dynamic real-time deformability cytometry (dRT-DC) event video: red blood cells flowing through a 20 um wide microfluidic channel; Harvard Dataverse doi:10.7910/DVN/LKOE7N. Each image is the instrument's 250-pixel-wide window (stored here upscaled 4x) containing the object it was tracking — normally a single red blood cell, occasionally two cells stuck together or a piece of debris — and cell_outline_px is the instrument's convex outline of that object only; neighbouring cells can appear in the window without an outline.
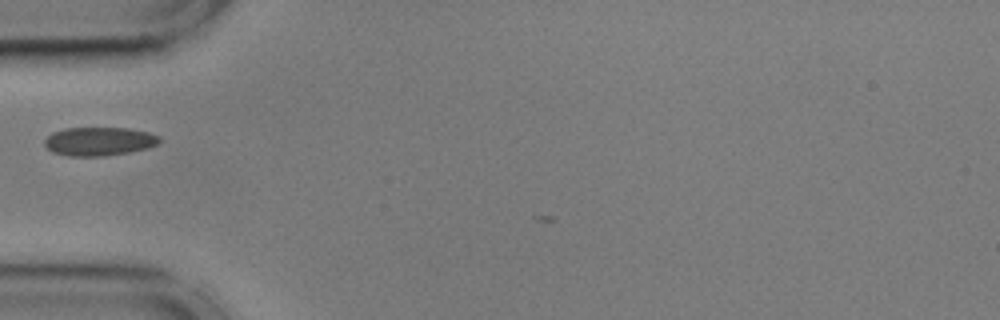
{"species": "common noctule bat (a hibernating species)", "species_latin": "Nyctalus noctula", "temperature_condition": "cold", "stored_images_in_passage": 3, "camera_frame_rate_fps": 3000, "um_per_image_px": 0.085, "animal": {"sex": "male", "body_mass_g": 17.9, "forearm_length_mm": 54.2}, "frame": {"image": 1, "passage_image": 1, "time_ms": 0.0, "image_size_px": [1000, 320], "cell_outline_px": [[160, 144], [148, 148], [128, 152], [104, 156], [68, 156], [52, 152], [44, 144], [44, 140], [52, 132], [64, 128], [128, 128], [148, 132], [160, 136]], "centroid_in_image_um": [8.43, 12.01], "position_along_channel_um": 76.6, "area_um2": 19.25}}